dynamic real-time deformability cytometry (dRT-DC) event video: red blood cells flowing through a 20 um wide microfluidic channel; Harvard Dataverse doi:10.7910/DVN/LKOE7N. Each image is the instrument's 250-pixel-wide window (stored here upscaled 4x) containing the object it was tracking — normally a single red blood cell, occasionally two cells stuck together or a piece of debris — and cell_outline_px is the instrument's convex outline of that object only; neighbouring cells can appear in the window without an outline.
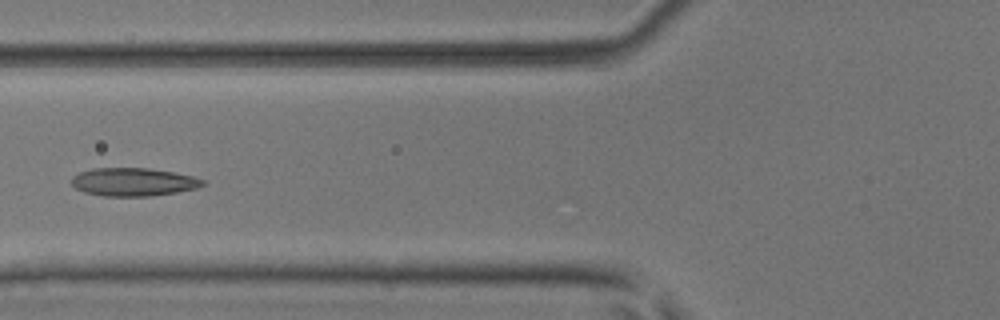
{"species": "common noctule bat (a hibernating species)", "species_latin": "Nyctalus noctula", "temperature_condition": "room temperature", "stored_images_in_passage": 6, "camera_frame_rate_fps": 3000, "um_per_image_px": 0.085, "animal": {"sex": "male", "body_mass_g": 17.9, "forearm_length_mm": 54.2}, "frame": {"image": 1, "passage_image": 5, "time_ms": 1.333, "image_size_px": [1000, 320], "cell_outline_px": [[204, 184], [196, 188], [176, 192], [152, 196], [104, 196], [84, 192], [76, 188], [72, 184], [72, 176], [80, 172], [92, 168], [148, 168], [172, 172], [192, 176], [204, 180]], "centroid_in_image_um": [11.31, 15.46], "position_along_channel_um": 114.5, "area_um2": 21.39}}
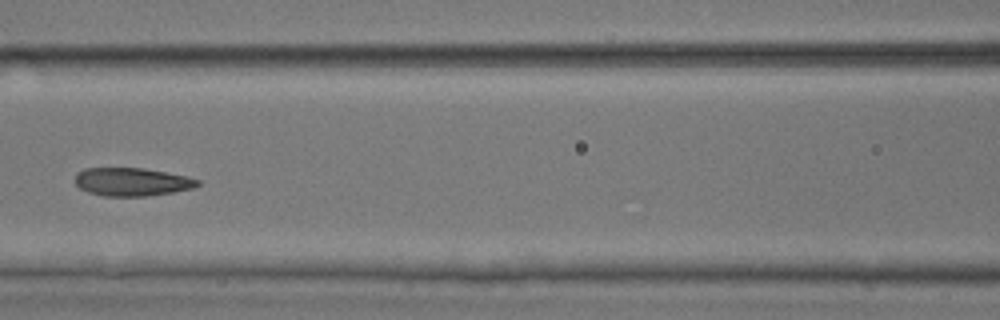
{"frame": {"image": 2, "passage_image": 6, "time_ms": 1.667, "image_size_px": [1000, 320], "cell_outline_px": [[200, 184], [192, 188], [172, 192], [148, 196], [104, 196], [88, 192], [80, 188], [72, 180], [76, 172], [84, 168], [144, 168], [188, 176], [200, 180]], "centroid_in_image_um": [11.17, 15.45], "position_along_channel_um": 155.4, "area_um2": 20.35}}